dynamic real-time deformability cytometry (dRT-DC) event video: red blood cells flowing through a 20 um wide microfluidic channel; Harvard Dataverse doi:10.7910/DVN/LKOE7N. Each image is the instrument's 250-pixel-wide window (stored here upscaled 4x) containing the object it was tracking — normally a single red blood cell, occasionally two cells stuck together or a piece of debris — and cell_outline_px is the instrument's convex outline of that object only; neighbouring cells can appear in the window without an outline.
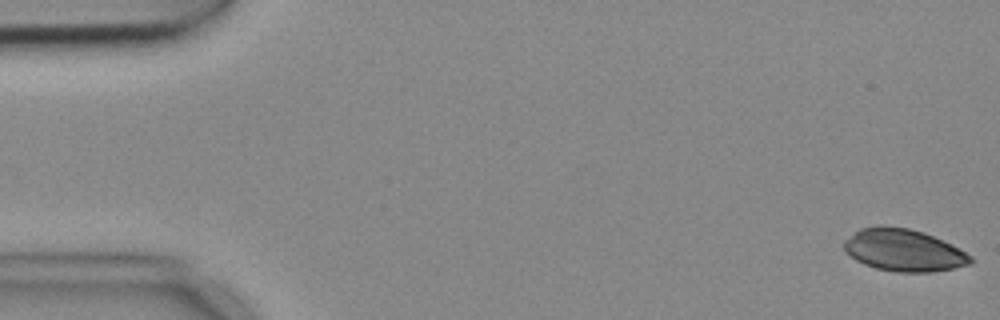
{"species": "common noctule bat (a hibernating species)", "species_latin": "Nyctalus noctula", "temperature_condition": "cold", "stored_images_in_passage": 4, "camera_frame_rate_fps": 3000, "um_per_image_px": 0.085, "animal": {"sex": "female", "body_mass_g": 18.4}, "frame": {"image": 1, "passage_image": 1, "time_ms": 0.0, "image_size_px": [1000, 320], "cell_outline_px": [[976, 260], [972, 264], [932, 272], [896, 272], [876, 268], [864, 264], [856, 260], [844, 252], [844, 240], [860, 228], [876, 224], [880, 224], [908, 228], [924, 232], [952, 244], [960, 248], [972, 256]], "centroid_in_image_um": [76.82, 21.25], "position_along_channel_um": 8.2, "area_um2": 31.56}}
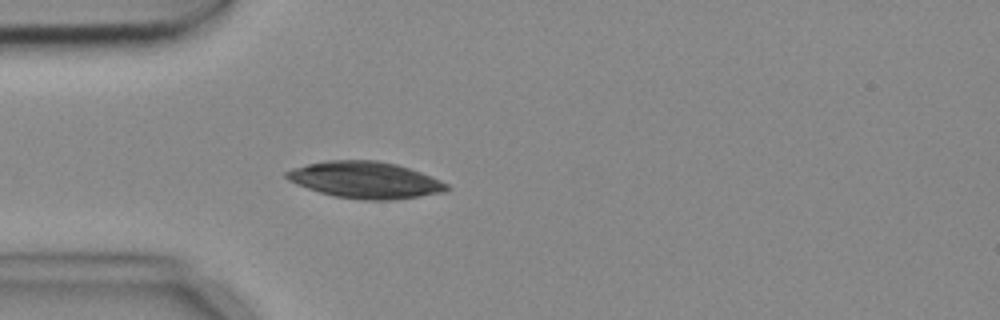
{"frame": {"image": 2, "passage_image": 4, "time_ms": 1.0, "image_size_px": [1000, 320], "cell_outline_px": [[452, 188], [444, 192], [396, 200], [364, 200], [332, 196], [296, 184], [288, 180], [284, 176], [284, 172], [292, 168], [308, 164], [328, 160], [376, 160], [396, 164], [432, 176], [448, 184]], "centroid_in_image_um": [31.05, 15.3], "position_along_channel_um": 53.9, "area_um2": 34.33}}